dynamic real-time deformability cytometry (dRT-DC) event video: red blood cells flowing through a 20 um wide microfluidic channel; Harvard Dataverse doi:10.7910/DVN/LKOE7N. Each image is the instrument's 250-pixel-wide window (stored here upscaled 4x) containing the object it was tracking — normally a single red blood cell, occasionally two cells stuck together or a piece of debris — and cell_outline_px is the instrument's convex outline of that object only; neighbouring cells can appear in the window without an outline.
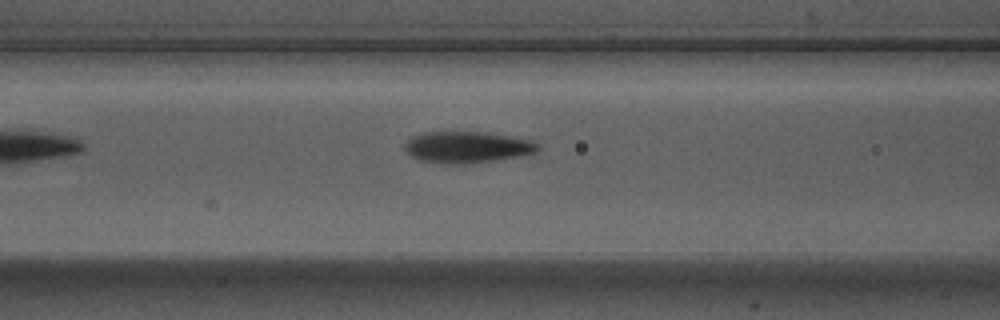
{"species": "Egyptian fruit bat (a non-hibernating species)", "species_latin": "Rousettus aegyptiacus", "temperature_condition": "warm", "stored_images_in_passage": 13, "camera_frame_rate_fps": 3000, "um_per_image_px": 0.085, "animal": {"sex": "male"}, "frame": {"image": 1, "passage_image": 13, "time_ms": 4.0, "image_size_px": [1000, 320], "cell_outline_px": [[540, 148], [536, 152], [520, 156], [492, 160], [416, 160], [404, 148], [404, 144], [412, 136], [424, 132], [484, 132], [532, 140], [540, 144]], "centroid_in_image_um": [39.75, 12.44], "position_along_channel_um": 126.8, "area_um2": 23.0}}